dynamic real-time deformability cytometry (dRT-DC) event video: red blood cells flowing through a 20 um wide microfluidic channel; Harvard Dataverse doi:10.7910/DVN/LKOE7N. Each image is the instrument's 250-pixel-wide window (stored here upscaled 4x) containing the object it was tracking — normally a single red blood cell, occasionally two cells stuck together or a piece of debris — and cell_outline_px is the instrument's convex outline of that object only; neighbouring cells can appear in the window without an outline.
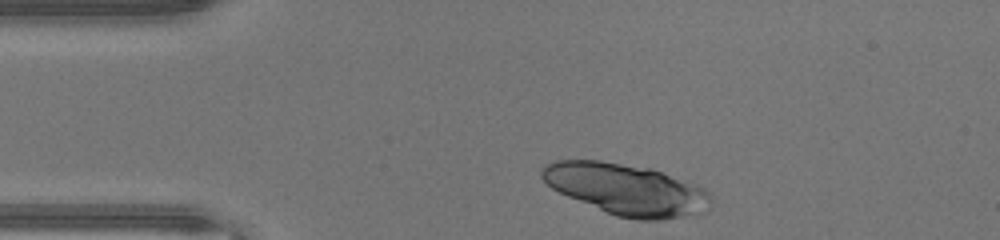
{"species": "human", "species_latin": "Homo sapiens", "temperature_condition": "warm", "stored_images_in_passage": 31, "camera_frame_rate_fps": 3000, "um_per_image_px": 0.085, "donor": {"sex": "male"}, "frame": {"image": 1, "passage_image": 1, "time_ms": 0.0, "image_size_px": [1000, 240], "cell_outline_px": [[712, 200], [692, 212], [680, 216], [660, 220], [636, 220], [616, 216], [568, 196], [552, 188], [540, 176], [540, 168], [544, 164], [552, 160], [600, 160], [652, 168], [696, 184], [704, 188], [708, 192]], "centroid_in_image_um": [53.13, 16.05], "position_along_channel_um": 31.9, "area_um2": 49.77}}
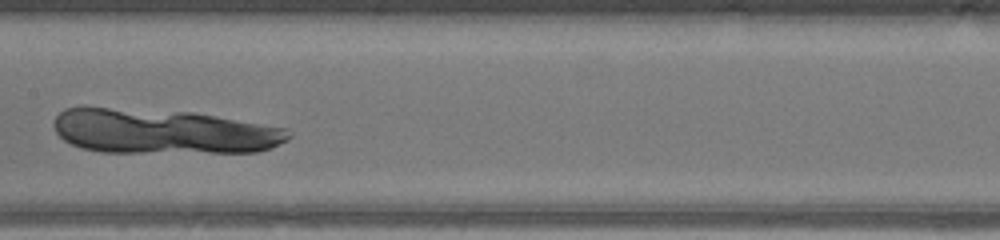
{"frame": {"image": 2, "passage_image": 15, "time_ms": 4.667, "image_size_px": [1000, 240], "cell_outline_px": [[292, 136], [272, 148], [256, 152], [100, 152], [80, 148], [64, 140], [56, 132], [52, 124], [56, 116], [64, 108], [80, 104], [84, 104], [196, 112], [288, 128], [292, 132]], "centroid_in_image_um": [13.78, 11.13], "position_along_channel_um": 193.6, "area_um2": 62.94}}
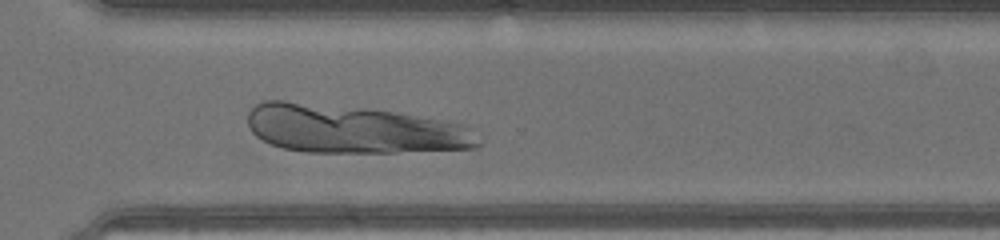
{"frame": {"image": 3, "passage_image": 25, "time_ms": 8.0, "image_size_px": [1000, 240], "cell_outline_px": [[480, 144], [476, 148], [396, 152], [304, 152], [284, 148], [272, 144], [256, 136], [252, 132], [248, 124], [248, 112], [256, 104], [264, 100], [284, 100], [368, 108], [440, 120], [460, 124], [468, 128]], "centroid_in_image_um": [29.95, 10.97], "position_along_channel_um": 340.7, "area_um2": 64.33}}